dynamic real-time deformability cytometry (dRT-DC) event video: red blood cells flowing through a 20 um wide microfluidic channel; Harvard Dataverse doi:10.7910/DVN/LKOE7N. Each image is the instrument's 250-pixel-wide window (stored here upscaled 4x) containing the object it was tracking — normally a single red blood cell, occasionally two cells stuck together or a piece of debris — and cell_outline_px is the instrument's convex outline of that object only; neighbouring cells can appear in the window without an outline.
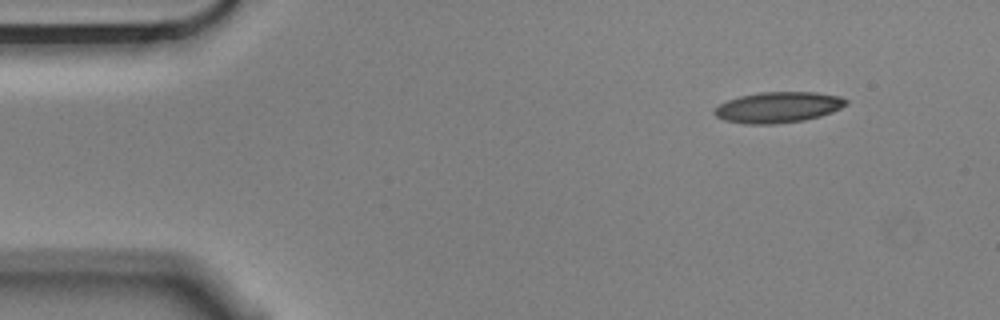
{"species": "Egyptian fruit bat (a non-hibernating species)", "species_latin": "Rousettus aegyptiacus", "temperature_condition": "cold", "stored_images_in_passage": 4, "camera_frame_rate_fps": 3000, "um_per_image_px": 0.085, "animal": {"sex": "male"}, "frame": {"image": 1, "passage_image": 1, "time_ms": 0.0, "image_size_px": [1000, 320], "cell_outline_px": [[848, 104], [832, 112], [820, 116], [804, 120], [772, 124], [744, 124], [724, 120], [716, 116], [712, 112], [720, 104], [728, 100], [740, 96], [760, 92], [816, 92], [840, 96], [848, 100]], "centroid_in_image_um": [66.15, 9.12], "position_along_channel_um": 18.8, "area_um2": 23.64}}
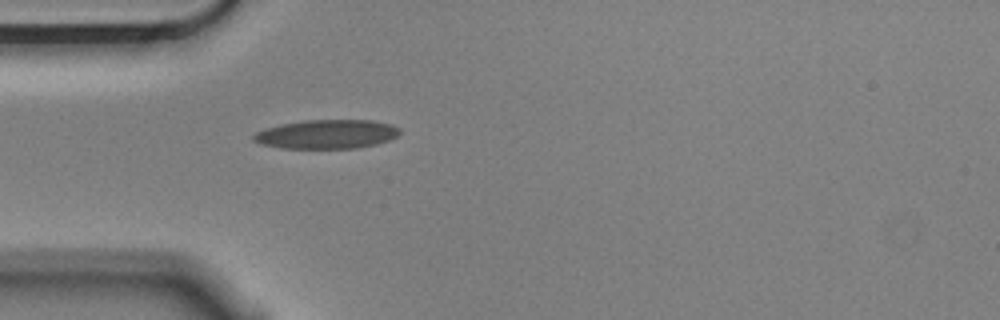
{"frame": {"image": 2, "passage_image": 4, "time_ms": 1.0, "image_size_px": [1000, 320], "cell_outline_px": [[400, 132], [396, 136], [388, 140], [376, 144], [356, 148], [280, 148], [260, 144], [252, 140], [252, 136], [256, 132], [268, 128], [284, 124], [308, 120], [372, 120], [392, 124], [400, 128]], "centroid_in_image_um": [27.79, 11.41], "position_along_channel_um": 57.2, "area_um2": 24.57}}